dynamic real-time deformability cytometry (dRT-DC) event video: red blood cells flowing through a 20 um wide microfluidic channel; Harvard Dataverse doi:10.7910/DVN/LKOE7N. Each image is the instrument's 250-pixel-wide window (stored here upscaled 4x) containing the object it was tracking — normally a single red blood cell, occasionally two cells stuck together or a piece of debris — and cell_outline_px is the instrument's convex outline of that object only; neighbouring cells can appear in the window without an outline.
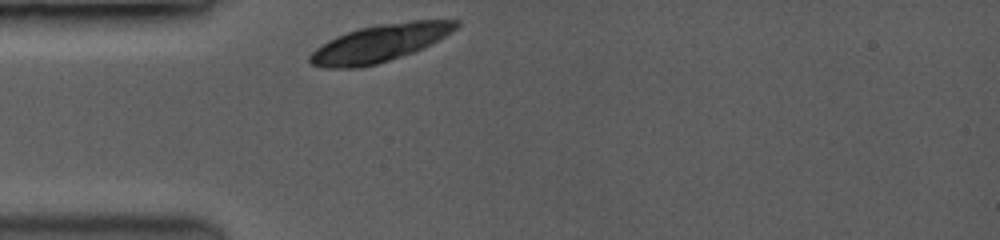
{"species": "common noctule bat (a hibernating species)", "species_latin": "Nyctalus noctula", "temperature_condition": "room temperature", "stored_images_in_passage": 31, "camera_frame_rate_fps": 3500, "um_per_image_px": 0.085, "animal": {"sex": "female", "body_mass_g": 19.0, "forearm_length_mm": 53.3}, "frame": {"image": 1, "passage_image": 1, "time_ms": 0.0, "image_size_px": [1000, 240], "cell_outline_px": [[460, 24], [452, 32], [412, 52], [376, 64], [360, 68], [324, 68], [312, 64], [308, 60], [308, 56], [316, 48], [328, 40], [336, 36], [360, 28], [380, 24], [412, 20], [460, 20]], "centroid_in_image_um": [32.24, 3.67], "position_along_channel_um": 52.8, "area_um2": 31.33}}
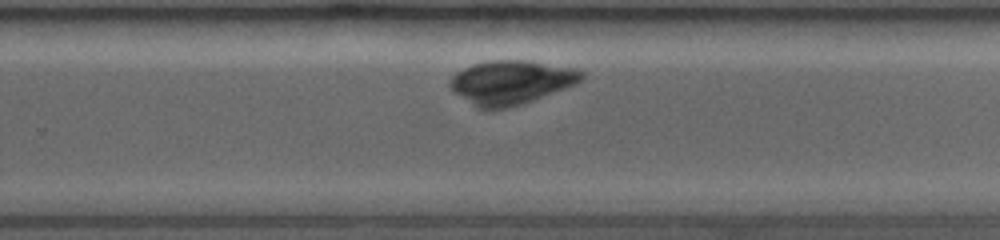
{"frame": {"image": 2, "passage_image": 22, "time_ms": 6.286, "image_size_px": [1000, 240], "cell_outline_px": [[584, 76], [580, 80], [572, 84], [528, 100], [504, 108], [480, 108], [456, 92], [448, 84], [452, 76], [464, 68], [476, 64], [492, 60], [524, 60], [576, 68], [584, 72]], "centroid_in_image_um": [43.42, 6.95], "position_along_channel_um": 286.4, "area_um2": 32.02}}
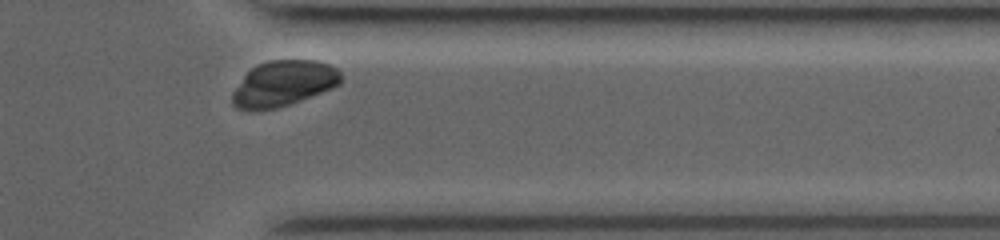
{"frame": {"image": 3, "passage_image": 31, "time_ms": 8.857, "image_size_px": [1000, 240], "cell_outline_px": [[340, 84], [332, 88], [300, 100], [276, 108], [256, 112], [248, 112], [236, 108], [232, 104], [232, 92], [244, 76], [252, 68], [260, 64], [272, 60], [316, 60], [328, 64], [336, 68], [340, 72]], "centroid_in_image_um": [24.05, 7.13], "position_along_channel_um": 387.3, "area_um2": 28.78}}